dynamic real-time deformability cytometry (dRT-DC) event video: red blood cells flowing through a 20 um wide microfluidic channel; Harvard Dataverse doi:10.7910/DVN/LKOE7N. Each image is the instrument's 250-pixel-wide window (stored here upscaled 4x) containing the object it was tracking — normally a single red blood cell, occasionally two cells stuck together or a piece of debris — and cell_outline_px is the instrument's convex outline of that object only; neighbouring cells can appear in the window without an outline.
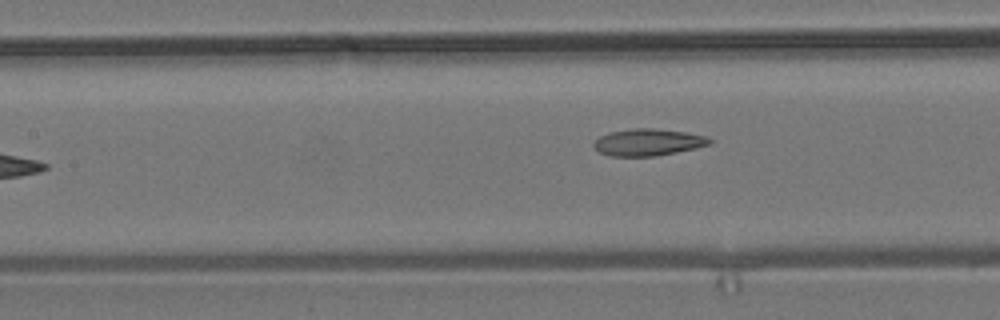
{"species": "common noctule bat (a hibernating species)", "species_latin": "Nyctalus noctula", "temperature_condition": "room temperature", "stored_images_in_passage": 8, "camera_frame_rate_fps": 3000, "um_per_image_px": 0.085, "animal": {"sex": "male", "body_mass_g": 19.2, "forearm_length_mm": 51.8}, "frame": {"image": 1, "passage_image": 8, "time_ms": 8.667, "image_size_px": [1000, 320], "cell_outline_px": [[712, 144], [696, 148], [656, 156], [612, 156], [600, 152], [592, 144], [600, 136], [612, 132], [632, 128], [652, 128], [684, 132], [708, 136], [712, 140]], "centroid_in_image_um": [55.13, 12.09], "position_along_channel_um": 152.3, "area_um2": 18.03}}